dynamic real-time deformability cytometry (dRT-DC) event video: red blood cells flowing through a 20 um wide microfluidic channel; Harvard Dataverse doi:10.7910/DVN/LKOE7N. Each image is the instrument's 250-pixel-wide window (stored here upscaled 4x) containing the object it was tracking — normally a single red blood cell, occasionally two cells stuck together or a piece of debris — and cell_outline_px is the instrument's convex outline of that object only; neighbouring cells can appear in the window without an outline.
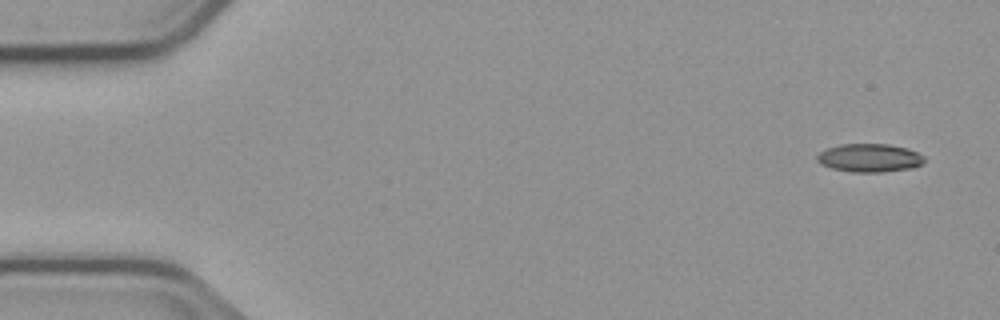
{"species": "common noctule bat (a hibernating species)", "species_latin": "Nyctalus noctula", "temperature_condition": "cold", "stored_images_in_passage": 5, "camera_frame_rate_fps": 3000, "um_per_image_px": 0.085, "animal": {"sex": "male", "body_mass_g": 23.1, "forearm_length_mm": 52.7}, "frame": {"image": 1, "passage_image": 1, "time_ms": 0.0, "image_size_px": [1000, 320], "cell_outline_px": [[924, 160], [920, 164], [912, 168], [880, 172], [852, 172], [832, 168], [820, 164], [816, 160], [816, 156], [820, 152], [828, 148], [840, 144], [888, 144], [908, 148], [924, 156]], "centroid_in_image_um": [73.89, 13.42], "position_along_channel_um": 11.1, "area_um2": 17.63}}
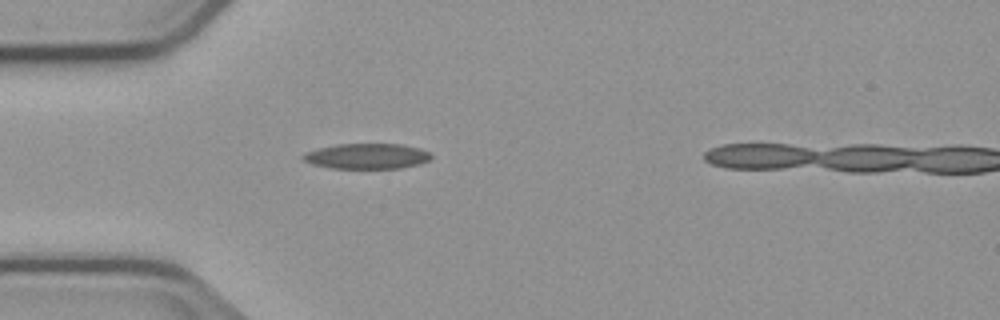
{"frame": {"image": 2, "passage_image": 4, "time_ms": 4.333, "image_size_px": [1000, 320], "cell_outline_px": [[432, 156], [428, 160], [420, 164], [400, 168], [332, 168], [312, 164], [304, 160], [300, 156], [304, 152], [336, 144], [400, 144], [420, 148], [432, 152]], "centroid_in_image_um": [31.2, 13.27], "position_along_channel_um": 53.8, "area_um2": 19.02}}